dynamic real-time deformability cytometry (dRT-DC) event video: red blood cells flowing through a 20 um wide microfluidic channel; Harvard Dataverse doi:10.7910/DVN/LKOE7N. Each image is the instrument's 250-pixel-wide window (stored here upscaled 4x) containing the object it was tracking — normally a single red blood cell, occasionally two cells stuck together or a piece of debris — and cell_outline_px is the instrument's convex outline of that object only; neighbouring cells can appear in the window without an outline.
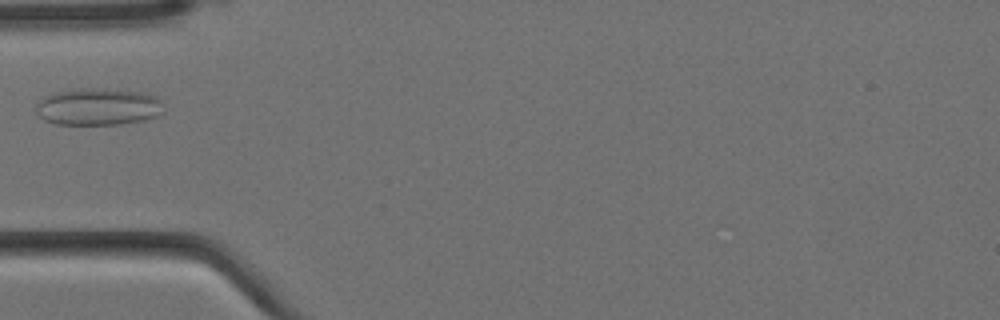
{"species": "Egyptian fruit bat (a non-hibernating species)", "species_latin": "Rousettus aegyptiacus", "temperature_condition": "cold", "stored_images_in_passage": 6, "camera_frame_rate_fps": 3000, "um_per_image_px": 0.085, "animal": {"sex": "female"}, "frame": {"image": 1, "passage_image": 3, "time_ms": 0.667, "image_size_px": [1000, 320], "cell_outline_px": [[164, 112], [156, 116], [144, 120], [120, 124], [56, 124], [44, 120], [36, 112], [36, 104], [44, 96], [56, 92], [144, 92], [156, 96], [164, 100]], "centroid_in_image_um": [8.4, 9.14], "position_along_channel_um": 76.6, "area_um2": 26.36}}
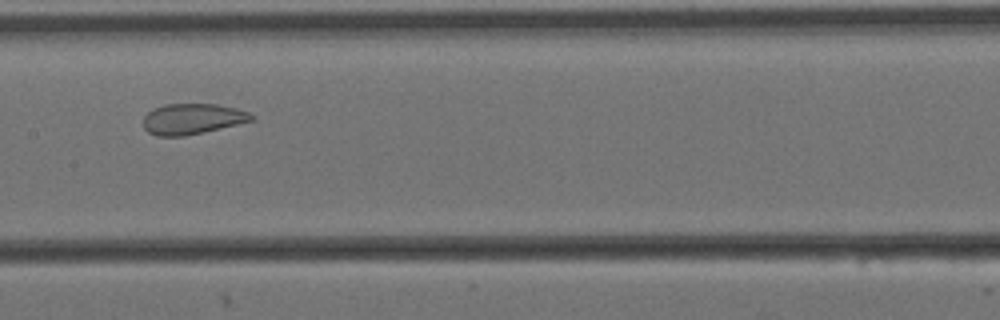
{"frame": {"image": 2, "passage_image": 6, "time_ms": 1.667, "image_size_px": [1000, 320], "cell_outline_px": [[256, 120], [204, 132], [184, 136], [156, 136], [148, 132], [144, 128], [144, 116], [152, 108], [164, 104], [216, 104], [236, 108], [248, 112], [256, 116]], "centroid_in_image_um": [16.37, 10.1], "position_along_channel_um": 191.0, "area_um2": 19.54}}